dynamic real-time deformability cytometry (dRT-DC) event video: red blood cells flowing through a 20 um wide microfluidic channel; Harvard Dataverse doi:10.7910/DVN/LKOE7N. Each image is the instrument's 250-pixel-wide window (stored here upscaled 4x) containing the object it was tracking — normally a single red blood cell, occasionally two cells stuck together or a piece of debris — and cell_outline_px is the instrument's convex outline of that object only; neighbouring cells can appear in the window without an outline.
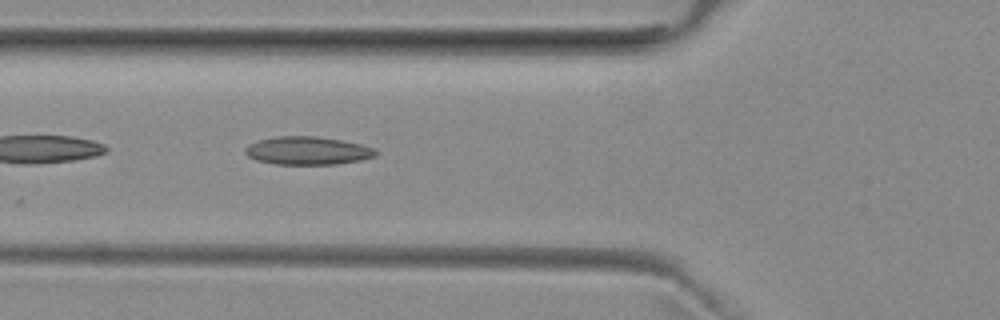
{"species": "common noctule bat (a hibernating species)", "species_latin": "Nyctalus noctula", "temperature_condition": "room temperature", "stored_images_in_passage": 51, "camera_frame_rate_fps": 3000, "um_per_image_px": 0.085, "animal": {"sex": "female", "body_mass_g": 29.2, "forearm_length_mm": 56.3}, "frame": {"image": 1, "passage_image": 18, "time_ms": 5.667, "image_size_px": [1000, 320], "cell_outline_px": [[376, 156], [360, 160], [336, 164], [276, 164], [256, 160], [248, 156], [244, 152], [244, 148], [248, 144], [260, 140], [276, 136], [316, 136], [340, 140], [360, 144], [376, 148]], "centroid_in_image_um": [26.13, 12.8], "position_along_channel_um": 99.7, "area_um2": 21.33}}
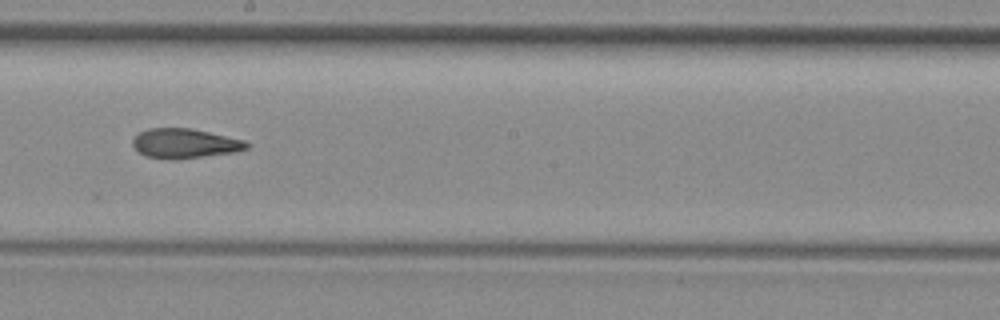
{"frame": {"image": 2, "passage_image": 28, "time_ms": 9.0, "image_size_px": [1000, 320], "cell_outline_px": [[248, 148], [236, 152], [204, 156], [144, 156], [132, 144], [132, 140], [140, 132], [148, 128], [192, 128], [244, 140], [248, 144]], "centroid_in_image_um": [15.74, 12.14], "position_along_channel_um": 232.5, "area_um2": 18.73}}
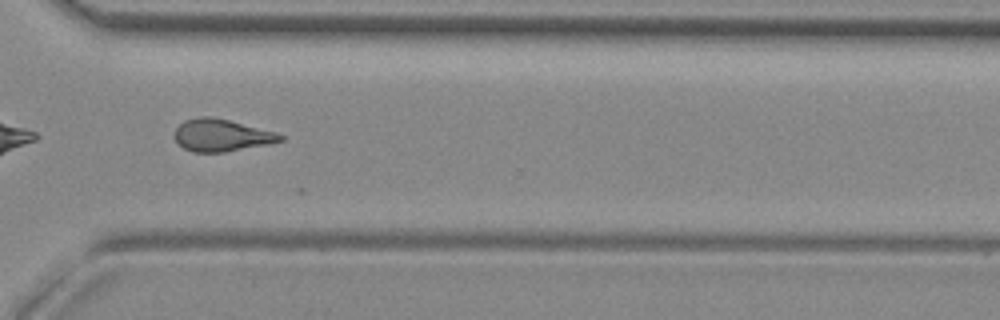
{"frame": {"image": 3, "passage_image": 37, "time_ms": 12.0, "image_size_px": [1000, 320], "cell_outline_px": [[284, 140], [272, 144], [224, 152], [192, 152], [184, 148], [176, 140], [176, 128], [184, 120], [200, 116], [212, 116], [276, 132], [284, 136]], "centroid_in_image_um": [18.86, 11.5], "position_along_channel_um": 351.7, "area_um2": 19.83}, "authors_computed_cell_mechanics": {"area_um2": 20.1144, "velocity_mm_per_s": 3.9749, "shape_relaxation_time_tau1_ms": null, "shape_relaxation_time_tau2_ms": 3.6176, "deformation_change_tau1": null, "deformation_change_tau2": 0.1312}}